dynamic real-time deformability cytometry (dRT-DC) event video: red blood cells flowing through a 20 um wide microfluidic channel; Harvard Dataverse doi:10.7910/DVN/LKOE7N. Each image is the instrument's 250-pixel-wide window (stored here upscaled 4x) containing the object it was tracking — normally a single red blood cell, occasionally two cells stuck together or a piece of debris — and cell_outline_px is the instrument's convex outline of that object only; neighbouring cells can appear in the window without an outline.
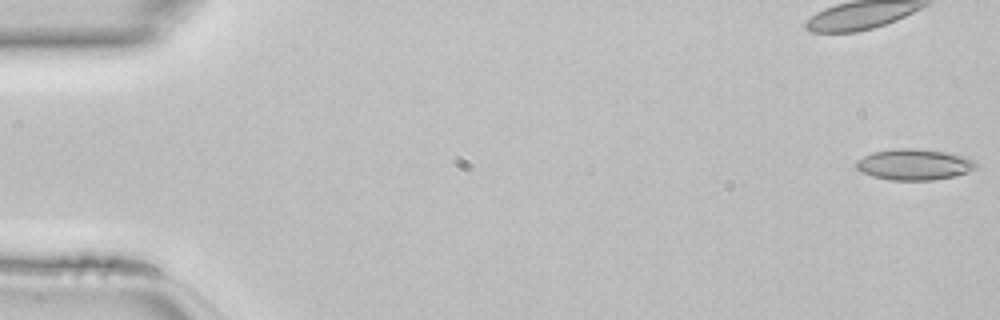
{"species": "common noctule bat (a hibernating species)", "species_latin": "Nyctalus noctula", "temperature_condition": "room temperature", "stored_images_in_passage": 45, "camera_frame_rate_fps": 3000, "um_per_image_px": 0.085, "animal": {"sex": "female", "body_mass_g": 22.7, "forearm_length_mm": 54.2}, "frame": {"image": 1, "passage_image": 1, "time_ms": 0.0, "image_size_px": [1000, 320], "cell_outline_px": [[980, 164], [976, 168], [968, 172], [952, 176], [932, 180], [888, 180], [872, 176], [860, 172], [856, 168], [856, 160], [872, 152], [892, 148], [916, 148], [948, 152], [968, 156], [976, 160]], "centroid_in_image_um": [77.73, 13.97], "position_along_channel_um": 7.3, "area_um2": 22.14}}
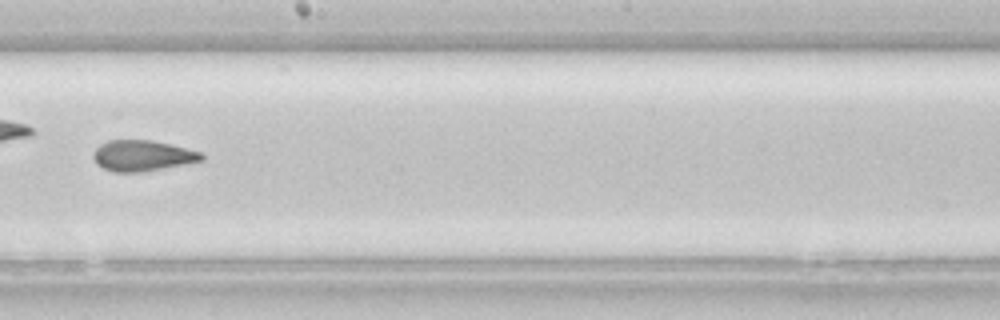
{"frame": {"image": 2, "passage_image": 26, "time_ms": 8.333, "image_size_px": [1000, 320], "cell_outline_px": [[204, 160], [140, 172], [116, 172], [104, 168], [96, 164], [92, 156], [92, 152], [100, 144], [108, 140], [152, 140], [200, 152], [204, 156]], "centroid_in_image_um": [12.04, 13.22], "position_along_channel_um": 236.2, "area_um2": 19.19}}